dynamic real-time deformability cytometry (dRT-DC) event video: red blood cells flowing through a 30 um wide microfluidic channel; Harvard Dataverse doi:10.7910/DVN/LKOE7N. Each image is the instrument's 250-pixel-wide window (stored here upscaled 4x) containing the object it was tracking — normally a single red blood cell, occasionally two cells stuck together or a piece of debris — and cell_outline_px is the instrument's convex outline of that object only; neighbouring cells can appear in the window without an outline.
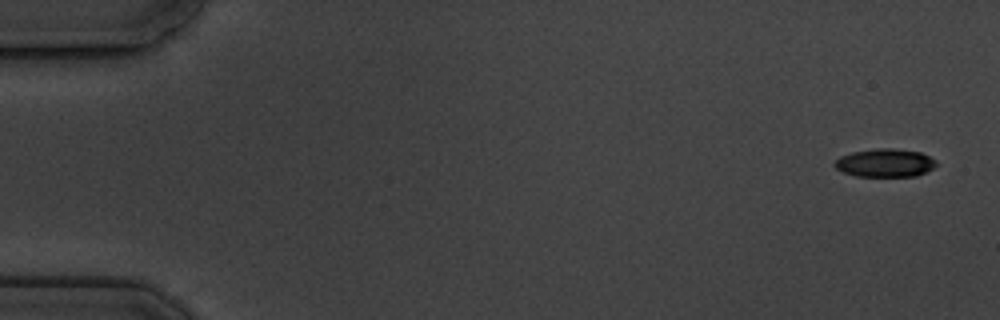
{"species": "common noctule bat (a hibernating species)", "species_latin": "Nyctalus noctula", "temperature_condition": "cold", "stored_images_in_passage": 6, "camera_frame_rate_fps": 3000, "um_per_image_px": 0.085, "animal": {"sex": "male", "body_mass_g": 19.5, "forearm_length_mm": 54.6}, "frame": {"image": 1, "passage_image": 1, "time_ms": 0.0, "image_size_px": [1000, 320], "cell_outline_px": [[936, 164], [932, 168], [916, 176], [856, 176], [844, 172], [836, 168], [832, 164], [840, 156], [852, 152], [880, 148], [892, 148], [920, 152], [936, 160]], "centroid_in_image_um": [75.2, 13.84], "position_along_channel_um": 9.8, "area_um2": 16.53}}
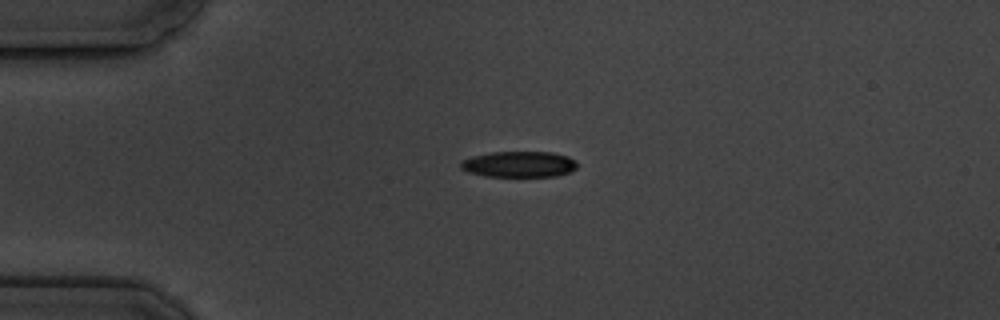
{"frame": {"image": 2, "passage_image": 4, "time_ms": 4.0, "image_size_px": [1000, 320], "cell_outline_px": [[576, 168], [572, 172], [556, 176], [484, 176], [468, 172], [460, 168], [460, 160], [472, 156], [492, 152], [552, 152], [568, 156], [576, 160]], "centroid_in_image_um": [44.12, 13.96], "position_along_channel_um": 40.9, "area_um2": 17.74}}